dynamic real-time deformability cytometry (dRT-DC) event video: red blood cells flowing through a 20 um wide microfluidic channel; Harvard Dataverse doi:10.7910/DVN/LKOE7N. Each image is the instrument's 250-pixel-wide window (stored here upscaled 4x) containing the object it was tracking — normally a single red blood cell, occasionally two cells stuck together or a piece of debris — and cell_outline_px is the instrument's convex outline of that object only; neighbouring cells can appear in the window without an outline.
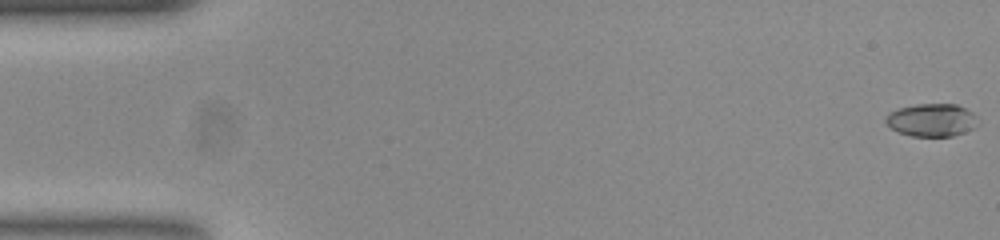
{"species": "common noctule bat (a hibernating species)", "species_latin": "Nyctalus noctula", "temperature_condition": "room temperature", "stored_images_in_passage": 54, "camera_frame_rate_fps": 3000, "um_per_image_px": 0.085, "animal": {"sex": "female", "body_mass_g": 23.0, "forearm_length_mm": 53.4}, "frame": {"image": 1, "passage_image": 1, "time_ms": 0.0, "image_size_px": [1000, 240], "cell_outline_px": [[980, 124], [964, 132], [952, 136], [912, 136], [900, 132], [892, 128], [884, 120], [888, 112], [900, 108], [916, 104], [956, 104], [972, 112], [980, 120]], "centroid_in_image_um": [79.22, 10.2], "position_along_channel_um": 5.8, "area_um2": 17.63}}
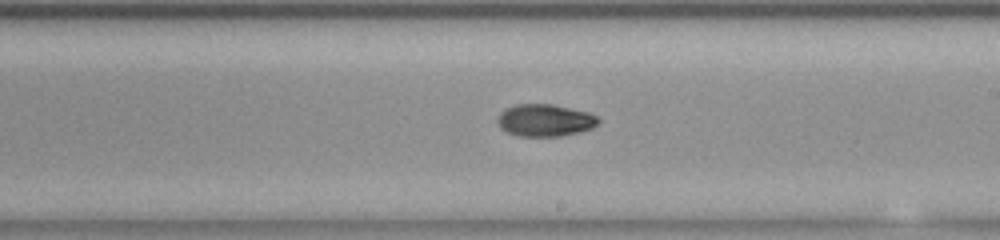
{"frame": {"image": 2, "passage_image": 31, "time_ms": 10.0, "image_size_px": [1000, 240], "cell_outline_px": [[600, 120], [592, 128], [560, 136], [520, 136], [508, 132], [500, 128], [496, 120], [500, 112], [504, 108], [516, 104], [552, 104], [588, 112], [596, 116]], "centroid_in_image_um": [46.27, 10.21], "position_along_channel_um": 242.7, "area_um2": 18.84}}
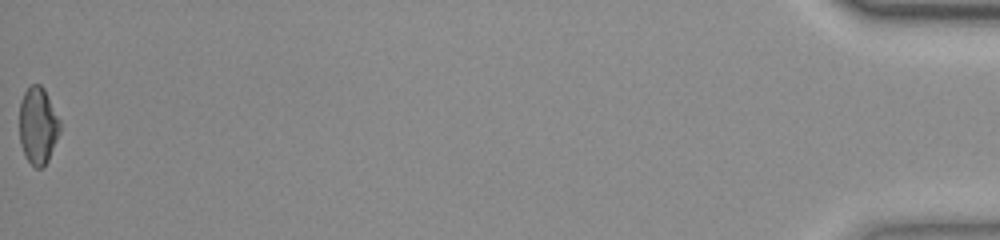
{"frame": {"image": 3, "passage_image": 54, "time_ms": 17.667, "image_size_px": [1000, 240], "cell_outline_px": [[60, 132], [48, 160], [40, 168], [36, 168], [24, 156], [20, 144], [20, 100], [24, 92], [32, 84], [40, 84], [44, 88], [60, 120]], "centroid_in_image_um": [3.22, 10.67], "position_along_channel_um": 432.0, "area_um2": 18.15}, "authors_computed_cell_mechanics": {"area_um2": 18.3515, "velocity_mm_per_s": 3.8419, "shape_relaxation_time_tau1_ms": 7.7618, "shape_relaxation_time_tau2_ms": 3.5405, "deformation_change_tau1": 0.199, "deformation_change_tau2": 0.0637}}